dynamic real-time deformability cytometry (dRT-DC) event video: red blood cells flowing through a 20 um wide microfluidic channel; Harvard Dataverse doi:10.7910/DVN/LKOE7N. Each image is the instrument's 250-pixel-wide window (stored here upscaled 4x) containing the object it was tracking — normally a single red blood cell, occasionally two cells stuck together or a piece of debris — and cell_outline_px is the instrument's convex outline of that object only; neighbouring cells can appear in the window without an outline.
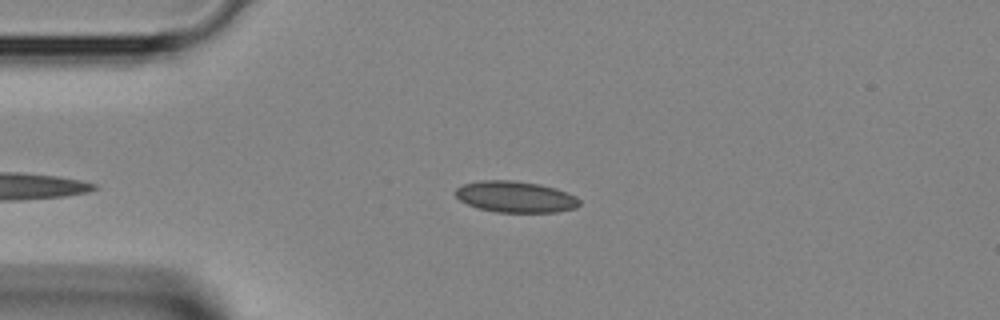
{"species": "Egyptian fruit bat (a non-hibernating species)", "species_latin": "Rousettus aegyptiacus", "temperature_condition": "room temperature", "stored_images_in_passage": 31, "camera_frame_rate_fps": 3000, "um_per_image_px": 0.085, "animal": {"sex": "female"}, "frame": {"image": 1, "passage_image": 2, "time_ms": 0.333, "image_size_px": [1000, 320], "cell_outline_px": [[580, 204], [576, 208], [556, 212], [496, 212], [480, 208], [468, 204], [460, 200], [452, 192], [460, 184], [480, 180], [512, 180], [540, 184], [556, 188], [568, 192], [576, 196], [580, 200]], "centroid_in_image_um": [43.8, 16.71], "position_along_channel_um": 41.2, "area_um2": 22.83}}
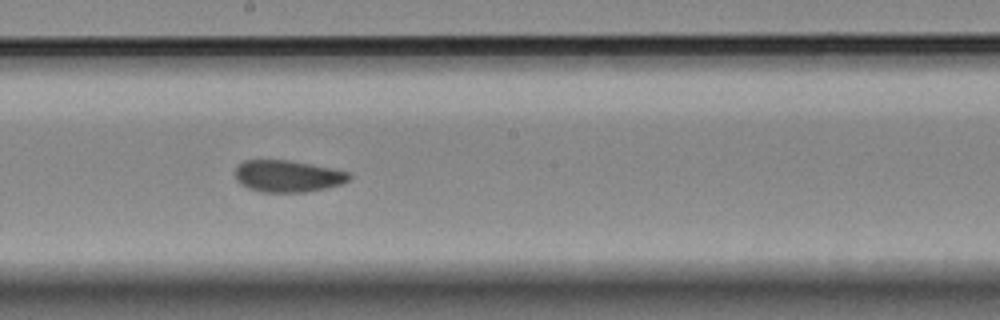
{"frame": {"image": 2, "passage_image": 15, "time_ms": 4.667, "image_size_px": [1000, 320], "cell_outline_px": [[352, 176], [348, 180], [340, 184], [324, 188], [304, 192], [260, 192], [248, 188], [240, 184], [236, 180], [236, 168], [244, 160], [288, 160], [312, 164], [332, 168], [348, 172]], "centroid_in_image_um": [24.44, 14.97], "position_along_channel_um": 223.8, "area_um2": 21.04}}
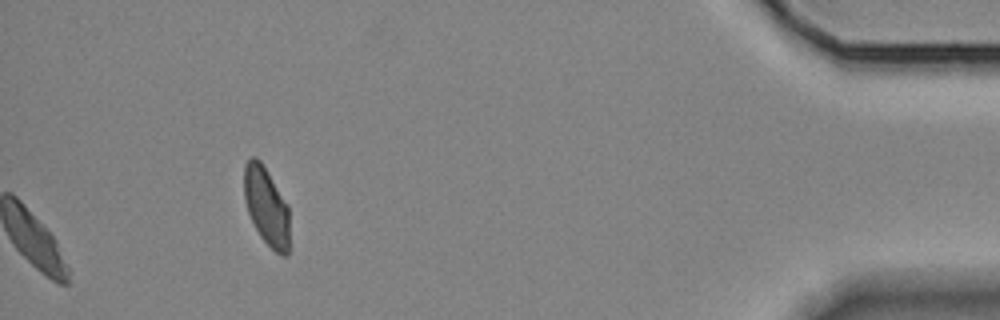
{"frame": {"image": 3, "passage_image": 31, "time_ms": 10.0, "image_size_px": [1000, 320], "cell_outline_px": [[288, 256], [280, 256], [260, 236], [248, 212], [244, 200], [244, 164], [252, 156], [256, 156], [260, 160], [288, 204]], "centroid_in_image_um": [22.63, 17.52], "position_along_channel_um": 412.6, "area_um2": 20.58}}